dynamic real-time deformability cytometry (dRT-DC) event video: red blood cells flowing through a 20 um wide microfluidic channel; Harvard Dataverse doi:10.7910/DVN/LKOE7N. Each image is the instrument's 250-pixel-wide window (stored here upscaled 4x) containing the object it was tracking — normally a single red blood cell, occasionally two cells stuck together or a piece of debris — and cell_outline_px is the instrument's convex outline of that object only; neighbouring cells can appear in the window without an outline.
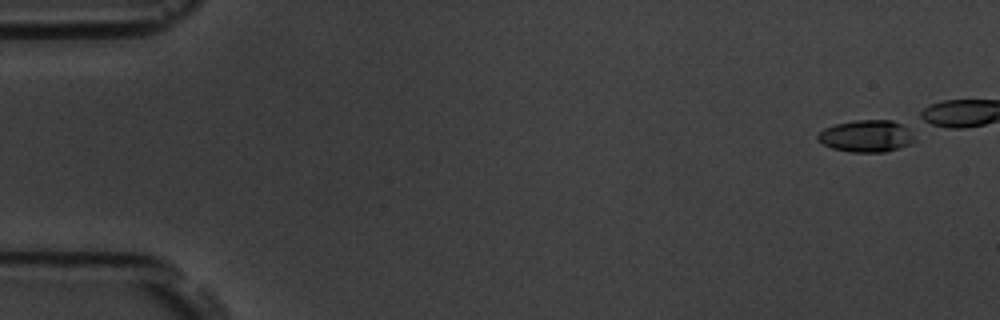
{"species": "common noctule bat (a hibernating species)", "species_latin": "Nyctalus noctula", "temperature_condition": "room temperature", "stored_images_in_passage": 3, "camera_frame_rate_fps": 3000, "um_per_image_px": 0.085, "animal": {"sex": "male", "body_mass_g": 19.5, "forearm_length_mm": 54.6}, "frame": {"image": 1, "passage_image": 1, "time_ms": 0.0, "image_size_px": [1000, 320], "cell_outline_px": [[916, 140], [912, 144], [884, 152], [848, 152], [832, 148], [816, 140], [816, 136], [824, 128], [836, 124], [852, 120], [892, 120], [904, 124], [908, 128]], "centroid_in_image_um": [73.65, 11.56], "position_along_channel_um": 11.3, "area_um2": 18.26}}